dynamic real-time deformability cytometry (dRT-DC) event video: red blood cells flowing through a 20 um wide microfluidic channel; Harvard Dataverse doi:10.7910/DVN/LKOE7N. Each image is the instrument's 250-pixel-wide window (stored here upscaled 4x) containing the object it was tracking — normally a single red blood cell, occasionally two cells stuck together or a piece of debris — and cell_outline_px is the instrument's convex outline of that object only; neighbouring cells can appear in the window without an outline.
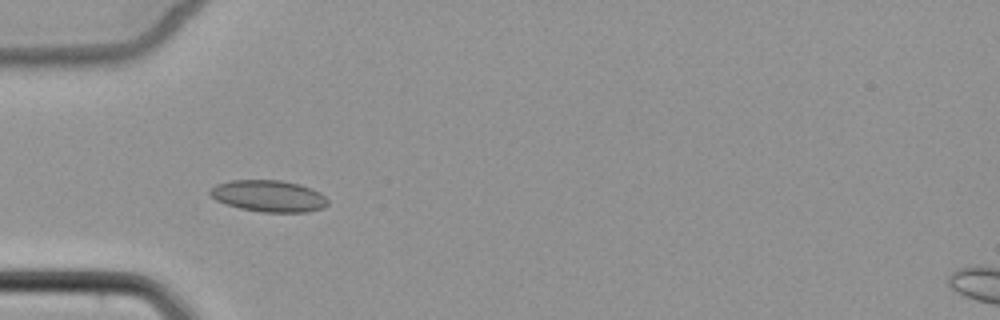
{"species": "common noctule bat (a hibernating species)", "species_latin": "Nyctalus noctula", "temperature_condition": "cold", "stored_images_in_passage": 7, "camera_frame_rate_fps": 3000, "um_per_image_px": 0.085, "animal": {"sex": "female", "body_mass_g": 22.7, "forearm_length_mm": 54.2}, "frame": {"image": 1, "passage_image": 6, "time_ms": 6.0, "image_size_px": [1000, 320], "cell_outline_px": [[328, 204], [324, 208], [308, 212], [264, 212], [240, 208], [216, 200], [208, 192], [216, 184], [228, 180], [280, 180], [300, 184], [312, 188], [320, 192], [328, 200]], "centroid_in_image_um": [22.87, 16.65], "position_along_channel_um": 62.1, "area_um2": 21.73}}
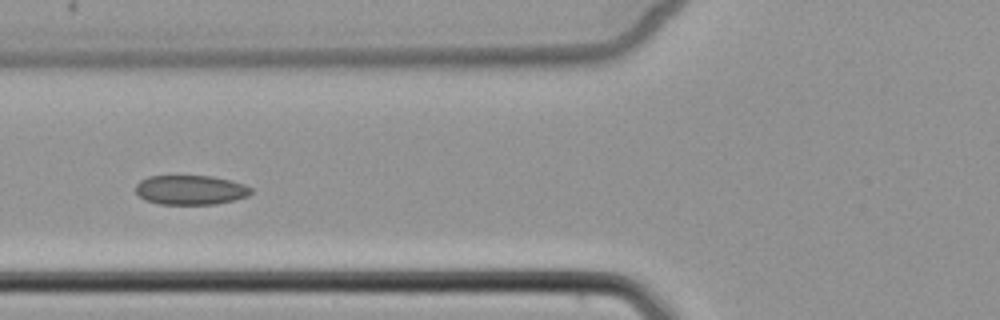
{"frame": {"image": 2, "passage_image": 7, "time_ms": 7.333, "image_size_px": [1000, 320], "cell_outline_px": [[252, 192], [248, 196], [216, 204], [160, 204], [148, 200], [140, 196], [136, 192], [136, 184], [140, 180], [148, 176], [212, 176], [244, 184], [252, 188]], "centroid_in_image_um": [16.2, 16.14], "position_along_channel_um": 109.6, "area_um2": 19.65}}